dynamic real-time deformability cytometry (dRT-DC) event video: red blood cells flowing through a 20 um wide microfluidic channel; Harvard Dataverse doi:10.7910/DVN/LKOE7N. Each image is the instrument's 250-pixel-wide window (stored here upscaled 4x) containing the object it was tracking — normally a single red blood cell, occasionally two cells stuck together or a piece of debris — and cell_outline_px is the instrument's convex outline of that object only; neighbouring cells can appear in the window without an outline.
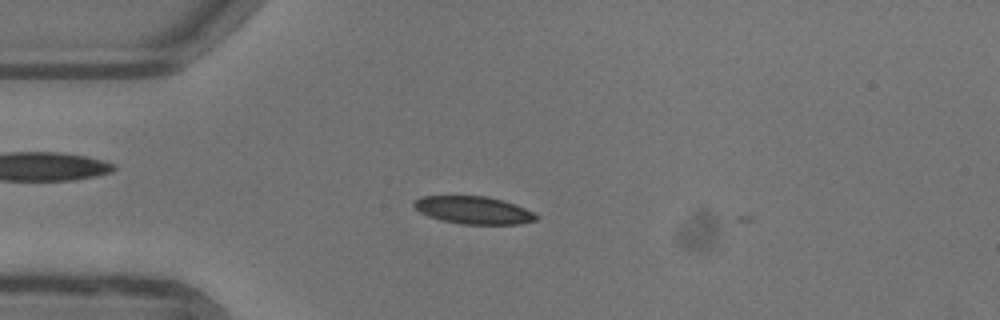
{"species": "common noctule bat (a hibernating species)", "species_latin": "Nyctalus noctula", "temperature_condition": "warm", "stored_images_in_passage": 34, "camera_frame_rate_fps": 3000, "um_per_image_px": 0.085, "animal": {"sex": "female"}, "frame": {"image": 1, "passage_image": 1, "time_ms": 0.0, "image_size_px": [1000, 320], "cell_outline_px": [[540, 216], [536, 220], [520, 224], [460, 224], [440, 220], [428, 216], [420, 212], [412, 204], [416, 200], [424, 196], [488, 196], [516, 204]], "centroid_in_image_um": [40.27, 17.87], "position_along_channel_um": 44.7, "area_um2": 19.65}}
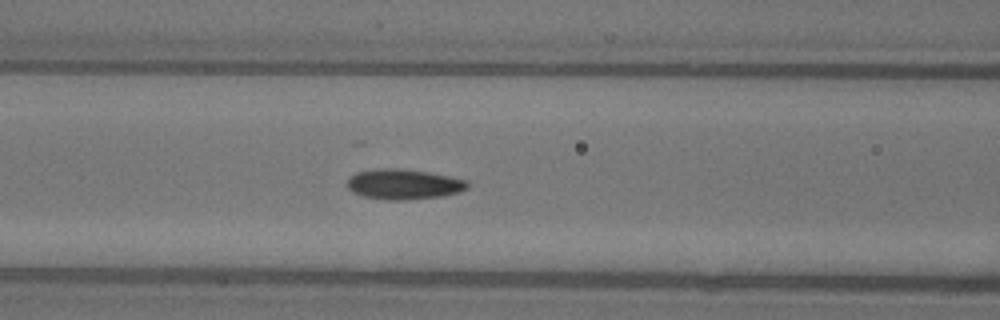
{"frame": {"image": 2, "passage_image": 9, "time_ms": 2.667, "image_size_px": [1000, 320], "cell_outline_px": [[468, 188], [456, 192], [440, 196], [404, 200], [388, 200], [364, 196], [352, 192], [348, 188], [348, 180], [356, 172], [376, 168], [396, 168], [428, 172], [468, 180]], "centroid_in_image_um": [34.29, 15.65], "position_along_channel_um": 132.3, "area_um2": 20.98}}
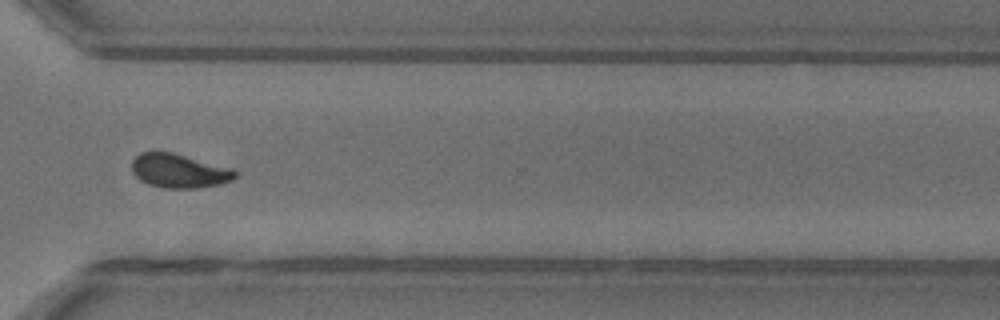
{"frame": {"image": 3, "passage_image": 26, "time_ms": 8.333, "image_size_px": [1000, 320], "cell_outline_px": [[236, 176], [232, 180], [220, 184], [196, 188], [164, 188], [148, 184], [140, 180], [132, 172], [132, 160], [140, 152], [172, 152], [232, 168], [236, 172]], "centroid_in_image_um": [15.21, 14.52], "position_along_channel_um": 355.4, "area_um2": 20.4}, "authors_computed_cell_mechanics": {"area_um2": 20.4034, "velocity_mm_per_s": 3.9436, "shape_relaxation_time_tau1_ms": 4.7015, "shape_relaxation_time_tau2_ms": 1.9243, "deformation_change_tau1": 0.1341, "deformation_change_tau2": 0.0651}}